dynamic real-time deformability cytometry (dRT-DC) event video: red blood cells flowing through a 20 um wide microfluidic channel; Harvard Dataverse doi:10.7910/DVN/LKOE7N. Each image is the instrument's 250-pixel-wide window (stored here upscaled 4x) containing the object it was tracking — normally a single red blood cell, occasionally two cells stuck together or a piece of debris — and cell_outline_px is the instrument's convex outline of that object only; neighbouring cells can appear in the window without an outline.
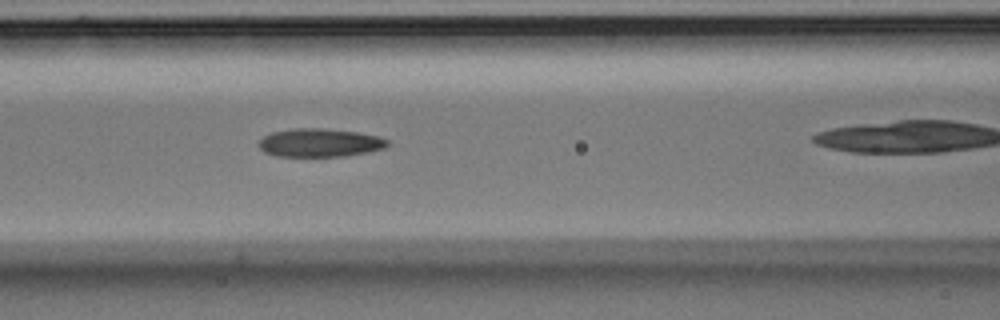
{"species": "Egyptian fruit bat (a non-hibernating species)", "species_latin": "Rousettus aegyptiacus", "temperature_condition": "room temperature", "stored_images_in_passage": 18, "camera_frame_rate_fps": 3000, "um_per_image_px": 0.085, "animal": {"sex": "male"}, "frame": {"image": 1, "passage_image": 11, "time_ms": 3.333, "image_size_px": [1000, 320], "cell_outline_px": [[388, 144], [384, 148], [344, 156], [276, 156], [264, 152], [260, 148], [260, 140], [264, 136], [272, 132], [292, 128], [324, 128], [356, 132], [380, 136], [388, 140]], "centroid_in_image_um": [27.17, 12.12], "position_along_channel_um": 139.4, "area_um2": 21.1}}